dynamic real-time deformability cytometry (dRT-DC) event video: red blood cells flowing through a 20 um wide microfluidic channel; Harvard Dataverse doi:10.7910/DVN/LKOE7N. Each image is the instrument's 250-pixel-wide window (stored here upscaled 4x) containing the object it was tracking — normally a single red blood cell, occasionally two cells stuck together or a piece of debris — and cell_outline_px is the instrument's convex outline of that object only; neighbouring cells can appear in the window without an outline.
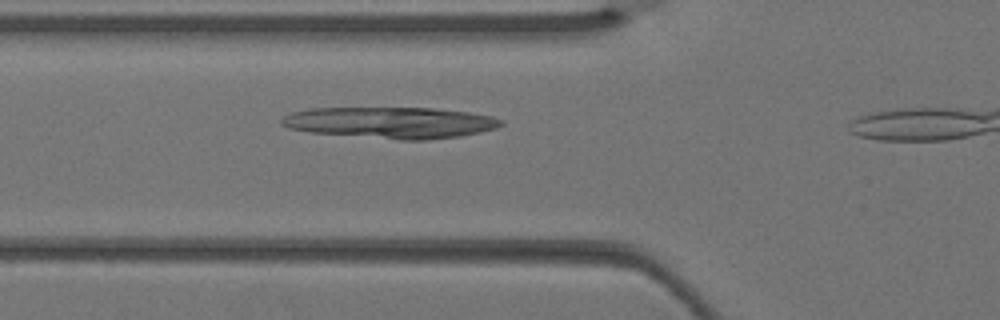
{"species": "Egyptian fruit bat (a non-hibernating species)", "species_latin": "Rousettus aegyptiacus", "temperature_condition": "warm", "stored_images_in_passage": 3, "camera_frame_rate_fps": 3000, "um_per_image_px": 0.085, "animal": {"sex": "female"}, "frame": {"image": 1, "passage_image": 2, "time_ms": 0.333, "image_size_px": [1000, 320], "cell_outline_px": [[504, 124], [496, 128], [480, 132], [460, 136], [424, 140], [400, 140], [308, 132], [288, 128], [280, 124], [280, 120], [284, 116], [292, 112], [308, 108], [432, 108], [468, 112], [492, 116], [504, 120]], "centroid_in_image_um": [33.19, 10.42], "position_along_channel_um": 92.6, "area_um2": 40.23}}